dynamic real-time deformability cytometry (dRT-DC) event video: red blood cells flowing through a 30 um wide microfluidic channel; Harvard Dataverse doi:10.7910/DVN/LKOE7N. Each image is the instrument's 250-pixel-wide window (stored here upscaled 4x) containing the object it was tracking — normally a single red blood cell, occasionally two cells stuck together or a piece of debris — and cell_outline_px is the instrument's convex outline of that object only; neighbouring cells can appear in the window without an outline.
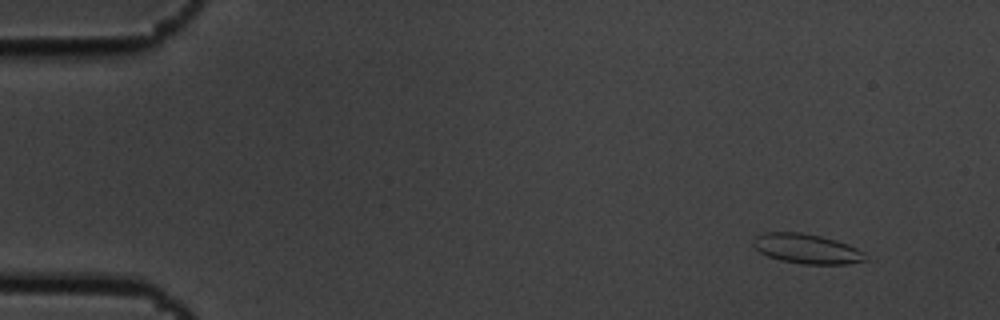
{"species": "common noctule bat (a hibernating species)", "species_latin": "Nyctalus noctula", "temperature_condition": "cold", "stored_images_in_passage": 51, "camera_frame_rate_fps": 3000, "um_per_image_px": 0.085, "animal": {"sex": "male", "body_mass_g": 19.5, "forearm_length_mm": 54.6}, "frame": {"image": 1, "passage_image": 1, "time_ms": 0.0, "image_size_px": [1000, 320], "cell_outline_px": [[868, 260], [848, 264], [804, 264], [780, 260], [768, 256], [760, 252], [752, 244], [752, 240], [756, 236], [764, 232], [800, 232], [820, 236], [836, 240], [848, 244], [864, 252]], "centroid_in_image_um": [68.58, 21.14], "position_along_channel_um": 16.4, "area_um2": 19.48}}
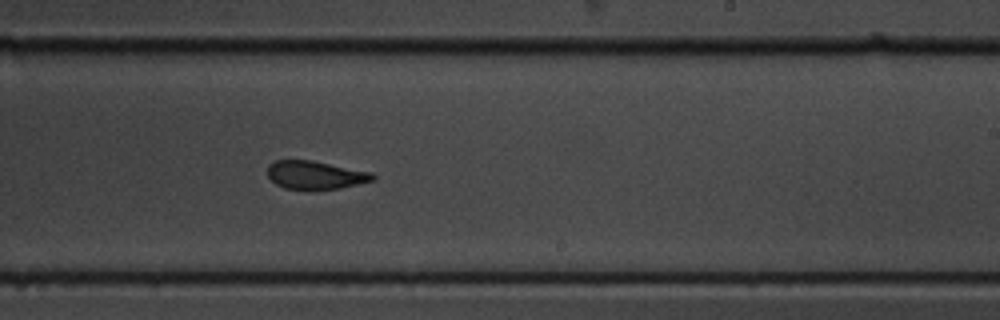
{"frame": {"image": 2, "passage_image": 30, "time_ms": 9.667, "image_size_px": [1000, 320], "cell_outline_px": [[376, 180], [340, 188], [308, 192], [284, 188], [276, 184], [268, 176], [268, 164], [276, 160], [312, 160], [372, 172], [376, 176]], "centroid_in_image_um": [26.81, 14.91], "position_along_channel_um": 262.2, "area_um2": 17.92}}
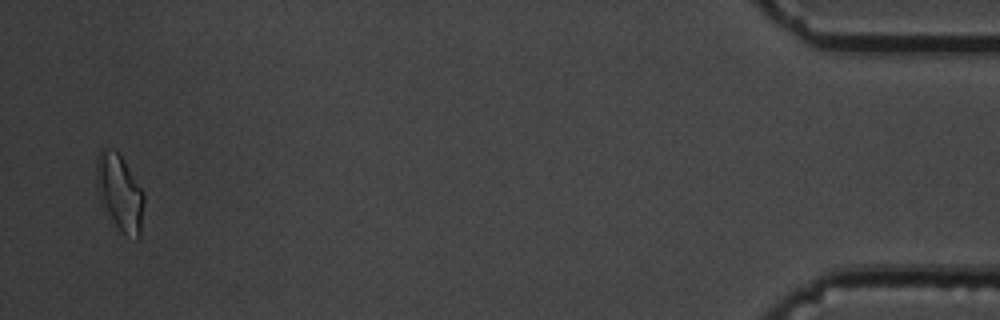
{"frame": {"image": 3, "passage_image": 50, "time_ms": 16.333, "image_size_px": [1000, 320], "cell_outline_px": [[144, 204], [140, 236], [136, 240], [124, 232], [116, 224], [100, 200], [96, 184], [96, 160], [100, 148], [116, 148], [124, 160], [144, 192]], "centroid_in_image_um": [10.18, 16.29], "position_along_channel_um": 425.0, "area_um2": 21.04}, "authors_computed_cell_mechanics": {"area_um2": 18.785, "velocity_mm_per_s": 3.6524, "shape_relaxation_time_tau1_ms": 3.1885, "shape_relaxation_time_tau2_ms": 1.6057, "deformation_change_tau1": 0.113, "deformation_change_tau2": 0.0773}}